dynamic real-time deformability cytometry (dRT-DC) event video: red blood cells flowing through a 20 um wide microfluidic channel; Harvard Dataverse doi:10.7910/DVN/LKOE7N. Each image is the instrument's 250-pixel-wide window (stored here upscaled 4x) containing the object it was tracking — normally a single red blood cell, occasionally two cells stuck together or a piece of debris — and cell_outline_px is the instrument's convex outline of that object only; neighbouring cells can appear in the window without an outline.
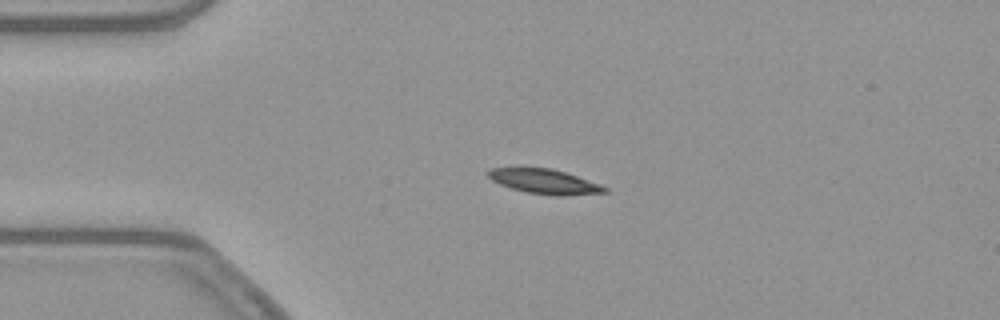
{"species": "common noctule bat (a hibernating species)", "species_latin": "Nyctalus noctula", "temperature_condition": "warm", "stored_images_in_passage": 50, "camera_frame_rate_fps": 3000, "um_per_image_px": 0.085, "animal": {"sex": "female", "body_mass_g": 21.9}, "frame": {"image": 1, "passage_image": 9, "time_ms": 2.667, "image_size_px": [1000, 320], "cell_outline_px": [[608, 192], [564, 196], [560, 196], [524, 192], [500, 184], [492, 180], [484, 172], [492, 168], [552, 168], [600, 184], [608, 188]], "centroid_in_image_um": [46.28, 15.43], "position_along_channel_um": 38.7, "area_um2": 16.65}}
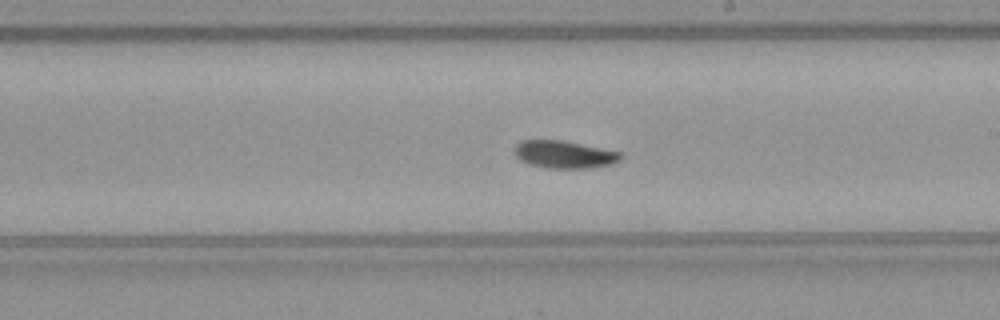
{"frame": {"image": 2, "passage_image": 27, "time_ms": 8.667, "image_size_px": [1000, 320], "cell_outline_px": [[624, 156], [620, 160], [612, 164], [592, 168], [544, 168], [528, 164], [520, 160], [516, 156], [516, 144], [524, 140], [560, 140], [620, 152]], "centroid_in_image_um": [47.97, 13.15], "position_along_channel_um": 241.0, "area_um2": 16.94}}
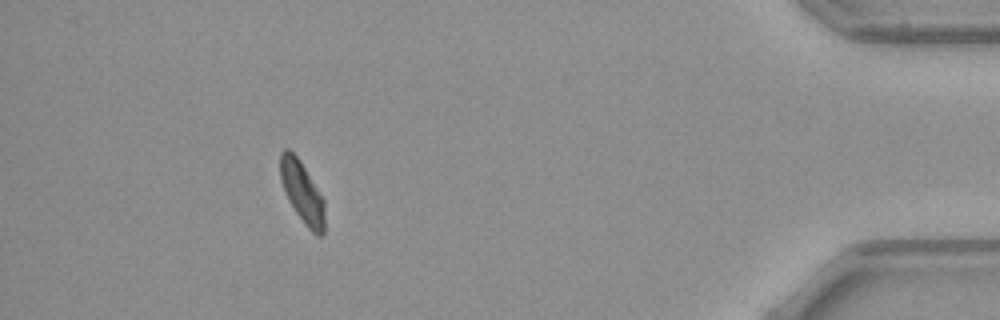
{"frame": {"image": 3, "passage_image": 45, "time_ms": 14.667, "image_size_px": [1000, 320], "cell_outline_px": [[324, 232], [320, 236], [316, 236], [304, 224], [288, 200], [280, 180], [280, 152], [284, 148], [288, 148], [300, 160], [324, 200]], "centroid_in_image_um": [25.67, 16.34], "position_along_channel_um": 409.5, "area_um2": 15.84}, "authors_computed_cell_mechanics": {"area_um2": 16.9643, "velocity_mm_per_s": 3.8409, "shape_relaxation_time_tau1_ms": 4.617, "shape_relaxation_time_tau2_ms": 5.313, "deformation_change_tau1": 0.1354, "deformation_change_tau2": 0.0948}}